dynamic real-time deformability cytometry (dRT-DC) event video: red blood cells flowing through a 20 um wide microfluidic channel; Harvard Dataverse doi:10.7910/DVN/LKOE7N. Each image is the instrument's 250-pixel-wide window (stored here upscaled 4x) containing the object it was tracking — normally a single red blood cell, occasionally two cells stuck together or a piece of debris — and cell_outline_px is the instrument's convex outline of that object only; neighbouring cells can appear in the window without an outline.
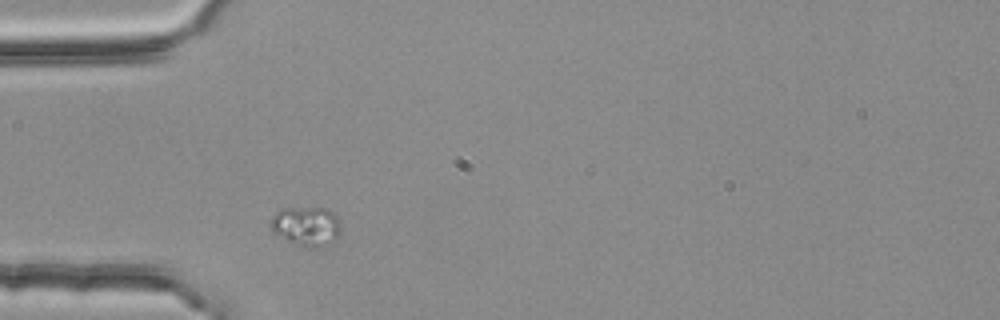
{"species": "common noctule bat (a hibernating species)", "species_latin": "Nyctalus noctula", "temperature_condition": "room temperature", "stored_images_in_passage": 1, "camera_frame_rate_fps": 3000, "um_per_image_px": 0.085, "animal": {"sex": "female", "body_mass_g": 25.1}, "frame": {"image": 1, "passage_image": 1, "time_ms": 0.0, "image_size_px": [1000, 320], "cell_outline_px": [[340, 236], [332, 244], [312, 248], [308, 248], [272, 232], [268, 224], [272, 216], [280, 208], [292, 204], [328, 208], [340, 220]], "centroid_in_image_um": [26.04, 19.15], "position_along_channel_um": 59.0, "area_um2": 16.99}}